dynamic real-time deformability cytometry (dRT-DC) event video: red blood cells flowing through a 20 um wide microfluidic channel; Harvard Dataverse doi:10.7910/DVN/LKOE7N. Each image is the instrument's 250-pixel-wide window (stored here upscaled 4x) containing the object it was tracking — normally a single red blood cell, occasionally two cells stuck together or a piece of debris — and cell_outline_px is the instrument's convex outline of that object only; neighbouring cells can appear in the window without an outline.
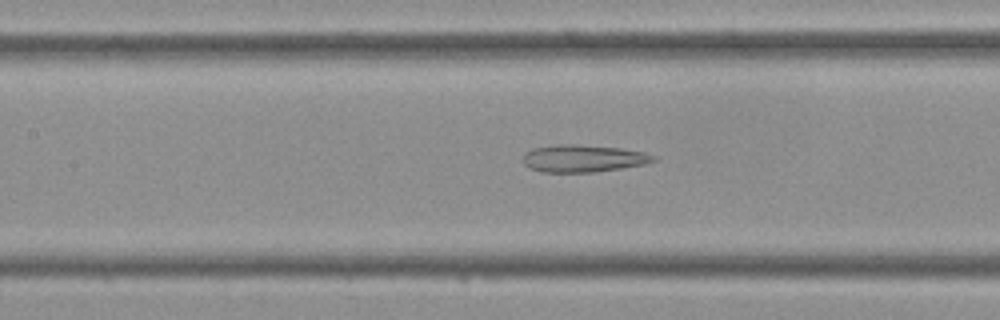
{"species": "Egyptian fruit bat (a non-hibernating species)", "species_latin": "Rousettus aegyptiacus", "temperature_condition": "cold", "stored_images_in_passage": 40, "camera_frame_rate_fps": 3000, "um_per_image_px": 0.085, "frame": {"image": 1, "passage_image": 16, "time_ms": 5.0, "image_size_px": [1000, 320], "cell_outline_px": [[656, 160], [648, 164], [596, 172], [540, 172], [528, 168], [524, 164], [524, 156], [532, 148], [556, 144], [576, 144], [620, 148], [644, 152], [656, 156]], "centroid_in_image_um": [49.59, 13.47], "position_along_channel_um": 157.8, "area_um2": 20.92}}
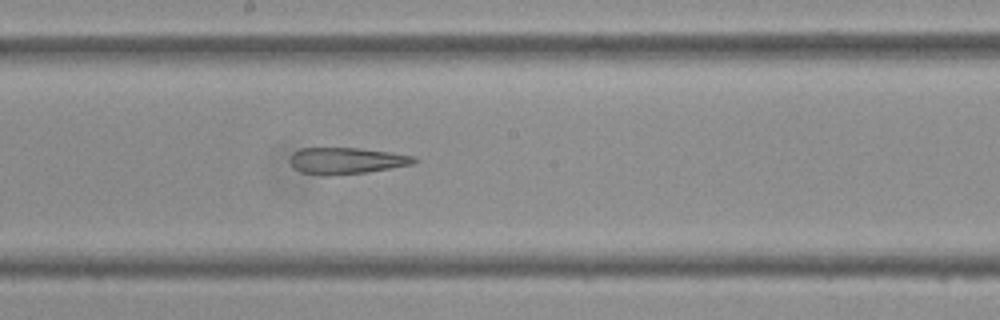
{"frame": {"image": 2, "passage_image": 20, "time_ms": 6.333, "image_size_px": [1000, 320], "cell_outline_px": [[420, 160], [412, 164], [392, 168], [368, 172], [328, 176], [300, 172], [292, 168], [288, 160], [292, 152], [300, 148], [360, 148], [416, 156]], "centroid_in_image_um": [29.41, 13.66], "position_along_channel_um": 218.8, "area_um2": 19.48}}
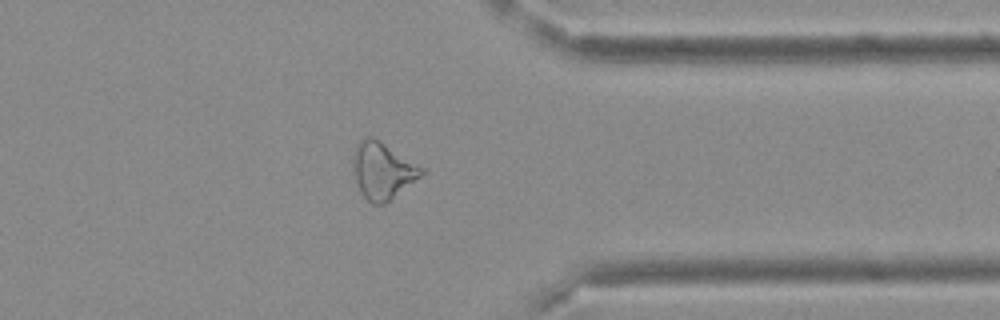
{"frame": {"image": 3, "passage_image": 31, "time_ms": 10.0, "image_size_px": [1000, 320], "cell_outline_px": [[424, 172], [420, 176], [384, 204], [372, 204], [364, 196], [356, 180], [352, 168], [352, 160], [356, 144], [360, 140], [368, 136], [372, 136], [424, 168]], "centroid_in_image_um": [32.48, 14.48], "position_along_channel_um": 378.9, "area_um2": 22.08}}